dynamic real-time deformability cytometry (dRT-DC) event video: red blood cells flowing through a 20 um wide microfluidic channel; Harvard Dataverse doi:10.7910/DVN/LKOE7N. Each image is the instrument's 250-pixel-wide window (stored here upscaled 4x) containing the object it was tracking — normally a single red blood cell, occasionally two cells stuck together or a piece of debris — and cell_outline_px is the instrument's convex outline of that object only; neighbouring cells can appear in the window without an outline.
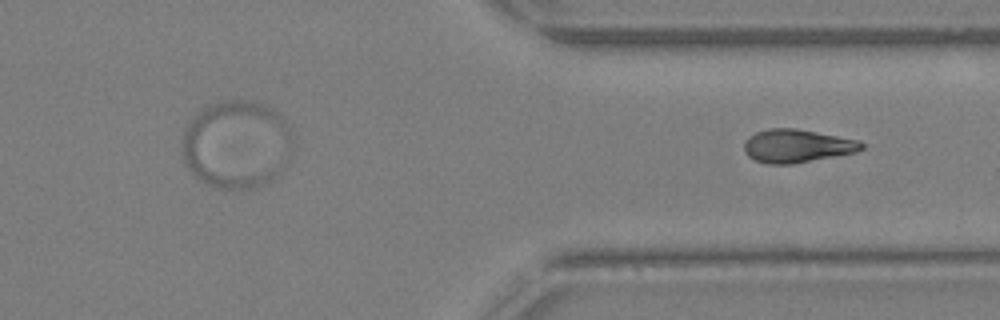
{"species": "Egyptian fruit bat (a non-hibernating species)", "species_latin": "Rousettus aegyptiacus", "temperature_condition": "warm", "stored_images_in_passage": 24, "camera_frame_rate_fps": 3000, "um_per_image_px": 0.085, "animal": {"sex": "female"}, "frame": {"image": 1, "passage_image": 24, "time_ms": 7.667, "image_size_px": [1000, 320], "cell_outline_px": [[864, 148], [856, 152], [792, 164], [764, 164], [748, 156], [744, 152], [744, 144], [748, 136], [756, 132], [768, 128], [796, 128], [860, 140], [864, 144]], "centroid_in_image_um": [67.73, 12.4], "position_along_channel_um": 343.7, "area_um2": 22.83}}